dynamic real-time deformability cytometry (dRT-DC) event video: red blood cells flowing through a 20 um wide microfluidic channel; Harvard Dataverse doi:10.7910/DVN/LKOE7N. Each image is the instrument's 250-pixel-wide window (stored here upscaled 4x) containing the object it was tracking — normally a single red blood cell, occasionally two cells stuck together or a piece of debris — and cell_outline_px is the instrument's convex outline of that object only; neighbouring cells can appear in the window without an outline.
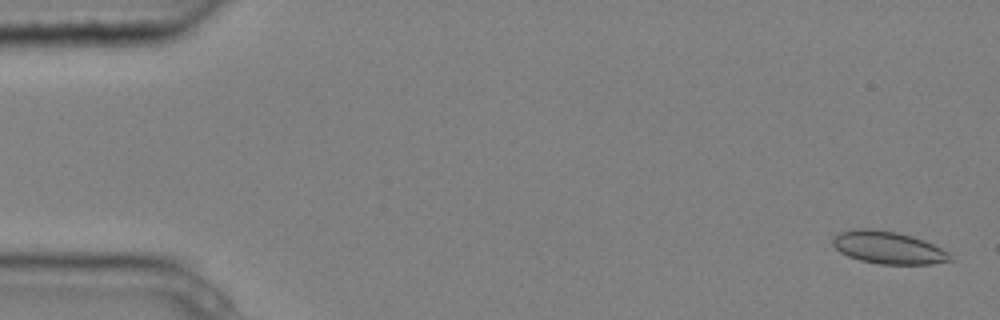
{"species": "common noctule bat (a hibernating species)", "species_latin": "Nyctalus noctula", "temperature_condition": "cold", "stored_images_in_passage": 5, "camera_frame_rate_fps": 3000, "um_per_image_px": 0.085, "animal": {"sex": "male", "body_mass_g": 20.4}, "frame": {"image": 1, "passage_image": 1, "time_ms": 0.0, "image_size_px": [1000, 320], "cell_outline_px": [[956, 260], [932, 264], [880, 264], [860, 260], [848, 256], [840, 252], [832, 244], [832, 240], [840, 232], [856, 228], [872, 228], [896, 232], [912, 236], [924, 240], [948, 252]], "centroid_in_image_um": [75.52, 21.05], "position_along_channel_um": 9.5, "area_um2": 22.25}}
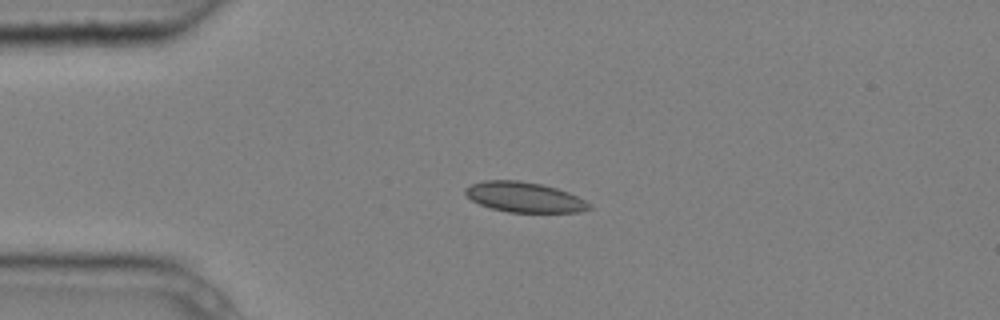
{"frame": {"image": 2, "passage_image": 4, "time_ms": 1.0, "image_size_px": [1000, 320], "cell_outline_px": [[592, 208], [580, 212], [508, 212], [492, 208], [480, 204], [472, 200], [464, 192], [464, 188], [472, 184], [484, 180], [520, 180], [540, 184], [556, 188], [568, 192], [592, 204]], "centroid_in_image_um": [44.58, 16.76], "position_along_channel_um": 40.4, "area_um2": 21.68}}